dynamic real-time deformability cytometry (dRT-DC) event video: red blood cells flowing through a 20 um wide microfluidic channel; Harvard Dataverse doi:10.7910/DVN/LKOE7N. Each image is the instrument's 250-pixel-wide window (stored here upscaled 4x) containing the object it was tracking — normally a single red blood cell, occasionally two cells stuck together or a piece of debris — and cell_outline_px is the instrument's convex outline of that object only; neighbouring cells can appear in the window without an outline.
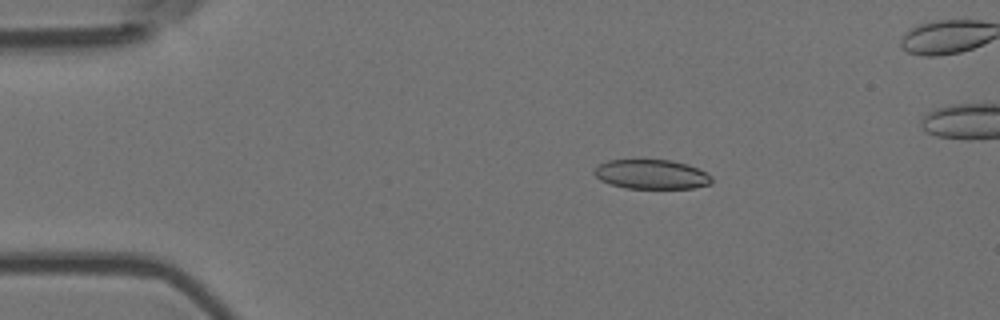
{"species": "Egyptian fruit bat (a non-hibernating species)", "species_latin": "Rousettus aegyptiacus", "temperature_condition": "room temperature", "stored_images_in_passage": 6, "camera_frame_rate_fps": 3000, "um_per_image_px": 0.085, "animal": {"sex": "female"}, "frame": {"image": 1, "passage_image": 3, "time_ms": 0.667, "image_size_px": [1000, 320], "cell_outline_px": [[712, 184], [692, 188], [624, 188], [600, 180], [592, 172], [600, 164], [608, 160], [672, 160], [688, 164], [712, 176]], "centroid_in_image_um": [55.38, 14.82], "position_along_channel_um": 29.6, "area_um2": 20.06}}